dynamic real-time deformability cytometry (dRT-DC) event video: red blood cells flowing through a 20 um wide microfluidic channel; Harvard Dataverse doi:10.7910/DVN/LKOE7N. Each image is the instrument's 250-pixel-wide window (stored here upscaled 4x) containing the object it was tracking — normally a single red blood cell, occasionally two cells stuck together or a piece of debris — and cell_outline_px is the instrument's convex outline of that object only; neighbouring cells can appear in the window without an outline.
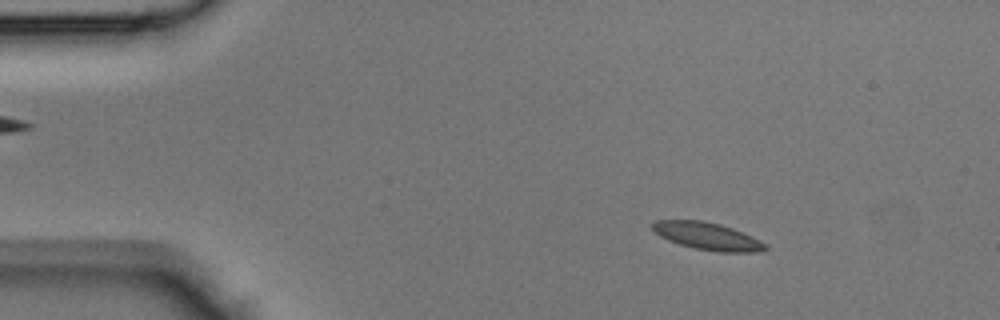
{"species": "Egyptian fruit bat (a non-hibernating species)", "species_latin": "Rousettus aegyptiacus", "temperature_condition": "room temperature", "stored_images_in_passage": 48, "camera_frame_rate_fps": 3000, "um_per_image_px": 0.085, "animal": {"sex": "male"}, "frame": {"image": 1, "passage_image": 7, "time_ms": 2.0, "image_size_px": [1000, 320], "cell_outline_px": [[768, 248], [756, 252], [716, 252], [696, 248], [680, 244], [668, 240], [660, 236], [652, 228], [652, 224], [656, 220], [704, 220], [720, 224], [732, 228], [752, 236], [768, 244]], "centroid_in_image_um": [60.16, 20.07], "position_along_channel_um": 24.8, "area_um2": 17.98}}
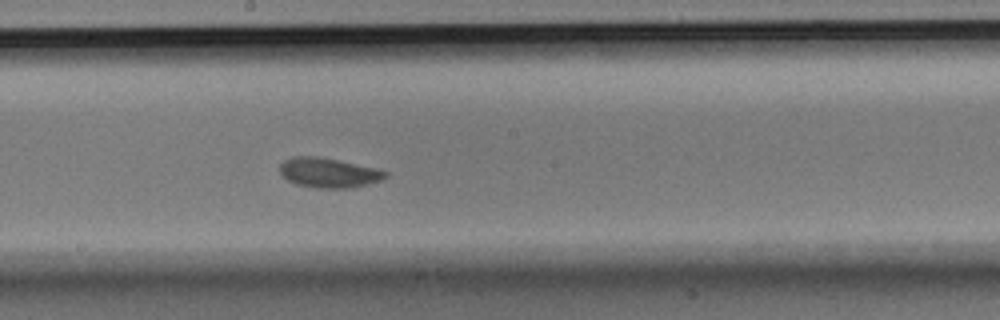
{"frame": {"image": 2, "passage_image": 26, "time_ms": 8.333, "image_size_px": [1000, 320], "cell_outline_px": [[388, 176], [380, 180], [368, 184], [348, 188], [316, 188], [296, 184], [288, 180], [280, 172], [280, 164], [284, 160], [292, 156], [316, 156], [336, 160], [372, 168], [388, 172]], "centroid_in_image_um": [27.89, 14.69], "position_along_channel_um": 220.3, "area_um2": 17.98}}
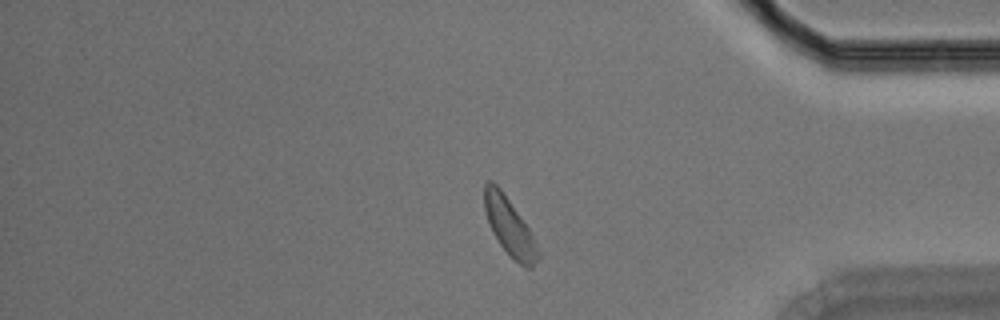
{"frame": {"image": 3, "passage_image": 40, "time_ms": 13.0, "image_size_px": [1000, 320], "cell_outline_px": [[540, 256], [532, 268], [528, 268], [520, 264], [500, 244], [492, 232], [484, 208], [484, 184], [488, 180], [492, 180], [500, 188], [528, 228], [540, 252]], "centroid_in_image_um": [43.29, 19.25], "position_along_channel_um": 391.9, "area_um2": 17.46}}